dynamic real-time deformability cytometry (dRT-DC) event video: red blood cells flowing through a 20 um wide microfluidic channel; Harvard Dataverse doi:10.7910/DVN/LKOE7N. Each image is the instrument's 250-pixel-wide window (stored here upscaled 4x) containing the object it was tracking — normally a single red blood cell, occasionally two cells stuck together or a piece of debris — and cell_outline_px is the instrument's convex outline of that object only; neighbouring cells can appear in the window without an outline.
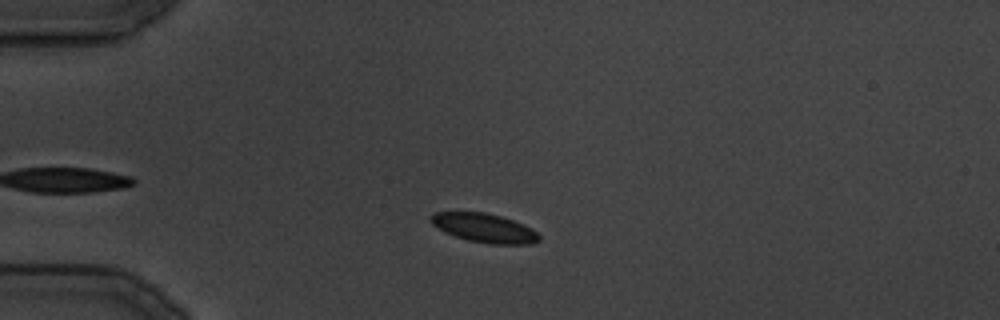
{"species": "common noctule bat (a hibernating species)", "species_latin": "Nyctalus noctula", "temperature_condition": "cold", "stored_images_in_passage": 31, "camera_frame_rate_fps": 3000, "um_per_image_px": 0.085, "animal": {"sex": "male", "body_mass_g": 19.5, "forearm_length_mm": 54.6}, "frame": {"image": 1, "passage_image": 6, "time_ms": 5.667, "image_size_px": [1000, 320], "cell_outline_px": [[540, 240], [532, 244], [488, 244], [468, 240], [444, 232], [432, 224], [428, 220], [428, 216], [436, 212], [484, 212], [500, 216], [524, 224], [532, 228], [540, 236]], "centroid_in_image_um": [41.15, 19.38], "position_along_channel_um": 43.8, "area_um2": 18.38}}
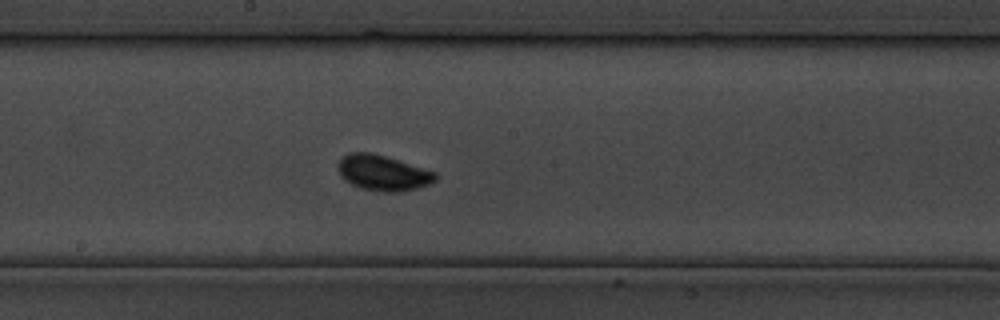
{"frame": {"image": 2, "passage_image": 16, "time_ms": 18.333, "image_size_px": [1000, 320], "cell_outline_px": [[440, 176], [436, 180], [428, 184], [416, 188], [400, 192], [384, 192], [364, 188], [352, 184], [344, 180], [340, 176], [340, 160], [348, 152], [372, 152], [436, 172]], "centroid_in_image_um": [32.58, 14.69], "position_along_channel_um": 215.6, "area_um2": 19.88}}
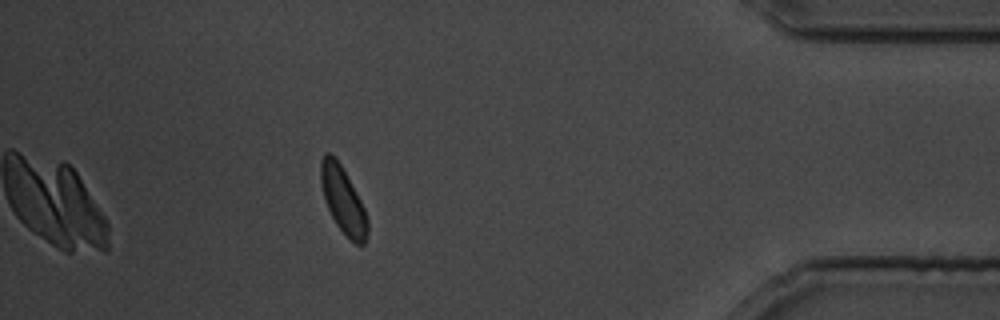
{"frame": {"image": 3, "passage_image": 28, "time_ms": 33.0, "image_size_px": [1000, 320], "cell_outline_px": [[368, 232], [364, 244], [356, 244], [348, 240], [336, 224], [324, 200], [320, 184], [320, 160], [324, 152], [332, 152], [336, 156], [356, 192], [364, 208], [368, 220]], "centroid_in_image_um": [29.13, 16.99], "position_along_channel_um": 406.1, "area_um2": 18.38}}